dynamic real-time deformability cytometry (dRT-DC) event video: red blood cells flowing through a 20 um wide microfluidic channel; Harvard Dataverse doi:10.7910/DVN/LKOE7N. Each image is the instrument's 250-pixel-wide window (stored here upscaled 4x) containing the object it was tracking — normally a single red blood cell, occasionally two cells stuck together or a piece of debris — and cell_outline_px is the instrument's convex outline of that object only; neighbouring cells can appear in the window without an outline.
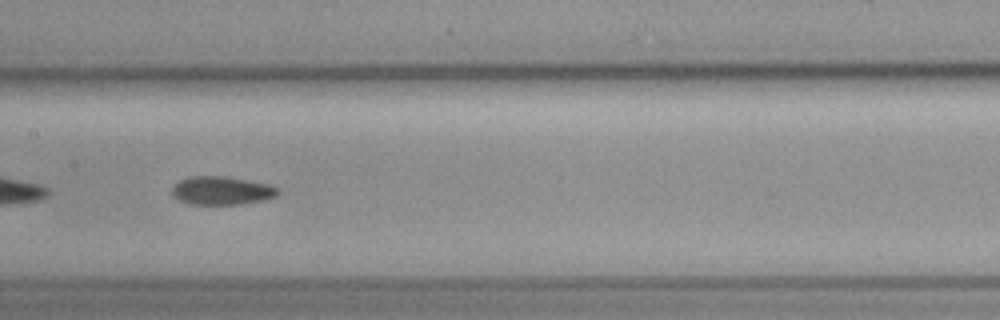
{"species": "common noctule bat (a hibernating species)", "species_latin": "Nyctalus noctula", "temperature_condition": "cold", "stored_images_in_passage": 41, "camera_frame_rate_fps": 3000, "um_per_image_px": 0.085, "animal": {"sex": "female", "body_mass_g": 19.3, "forearm_length_mm": 54.1}, "frame": {"image": 1, "passage_image": 12, "time_ms": 3.667, "image_size_px": [1000, 320], "cell_outline_px": [[280, 192], [276, 196], [264, 200], [240, 204], [188, 204], [172, 196], [172, 188], [180, 180], [188, 176], [224, 176], [272, 184], [280, 188]], "centroid_in_image_um": [18.88, 16.19], "position_along_channel_um": 188.5, "area_um2": 17.69}}
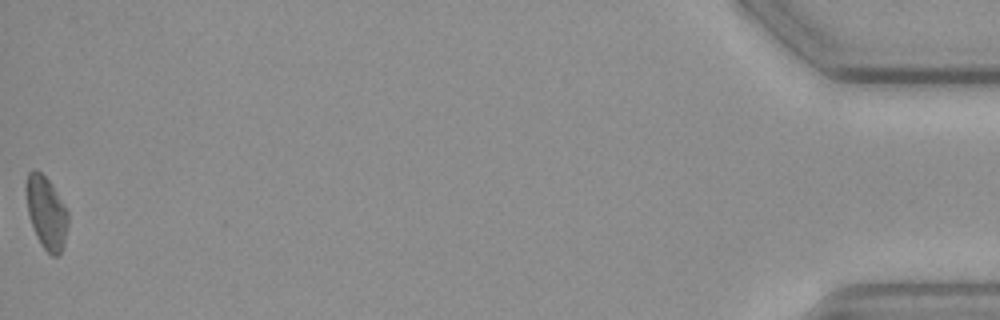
{"frame": {"image": 2, "passage_image": 41, "time_ms": 13.333, "image_size_px": [1000, 320], "cell_outline_px": [[68, 224], [64, 244], [60, 252], [56, 256], [52, 256], [40, 244], [36, 236], [28, 212], [28, 172], [32, 168], [40, 172], [52, 184], [68, 212]], "centroid_in_image_um": [3.98, 18.11], "position_along_channel_um": 431.2, "area_um2": 17.17}, "authors_computed_cell_mechanics": {"area_um2": 17.5134, "velocity_mm_per_s": 3.5944, "shape_relaxation_time_tau1_ms": 3.842, "shape_relaxation_time_tau2_ms": 3.4033, "deformation_change_tau1": 0.0961, "deformation_change_tau2": 0.0798}}